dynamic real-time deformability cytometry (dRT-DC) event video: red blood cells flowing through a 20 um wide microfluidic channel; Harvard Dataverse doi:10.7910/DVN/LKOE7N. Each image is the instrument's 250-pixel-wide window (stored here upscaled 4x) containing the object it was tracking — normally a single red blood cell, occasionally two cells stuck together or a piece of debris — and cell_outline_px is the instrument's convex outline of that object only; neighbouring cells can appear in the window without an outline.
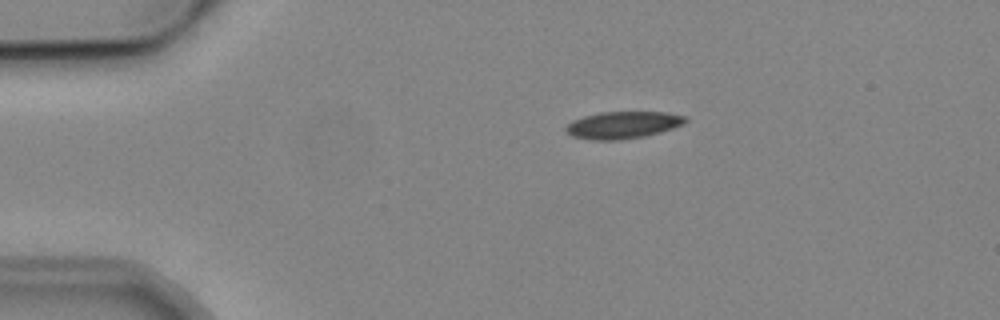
{"species": "common noctule bat (a hibernating species)", "species_latin": "Nyctalus noctula", "temperature_condition": "cold", "stored_images_in_passage": 3, "camera_frame_rate_fps": 3000, "um_per_image_px": 0.085, "animal": {"sex": "male", "body_mass_g": 19.2, "forearm_length_mm": 51.8}, "frame": {"image": 1, "passage_image": 1, "time_ms": 0.0, "image_size_px": [1000, 320], "cell_outline_px": [[688, 120], [684, 124], [660, 132], [644, 136], [620, 140], [588, 140], [572, 136], [564, 128], [572, 120], [584, 116], [600, 112], [668, 112], [688, 116]], "centroid_in_image_um": [52.96, 10.62], "position_along_channel_um": 32.0, "area_um2": 19.02}}
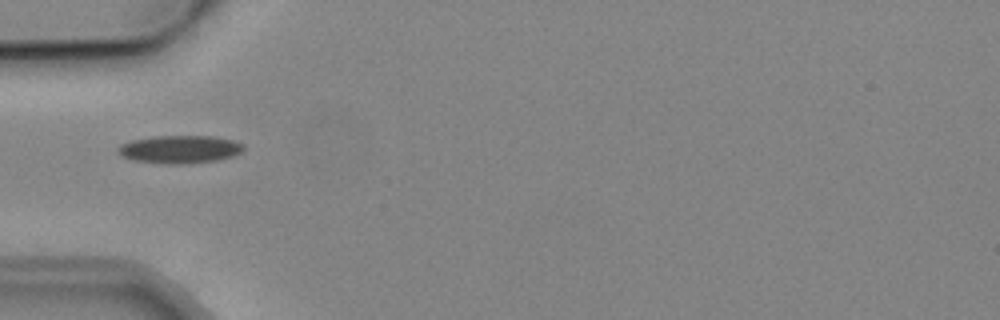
{"frame": {"image": 2, "passage_image": 3, "time_ms": 2.333, "image_size_px": [1000, 320], "cell_outline_px": [[244, 148], [240, 152], [232, 156], [216, 160], [184, 164], [160, 164], [132, 160], [120, 156], [116, 152], [116, 148], [120, 144], [132, 140], [152, 136], [212, 136], [232, 140], [244, 144]], "centroid_in_image_um": [15.2, 12.69], "position_along_channel_um": 69.8, "area_um2": 20.63}}